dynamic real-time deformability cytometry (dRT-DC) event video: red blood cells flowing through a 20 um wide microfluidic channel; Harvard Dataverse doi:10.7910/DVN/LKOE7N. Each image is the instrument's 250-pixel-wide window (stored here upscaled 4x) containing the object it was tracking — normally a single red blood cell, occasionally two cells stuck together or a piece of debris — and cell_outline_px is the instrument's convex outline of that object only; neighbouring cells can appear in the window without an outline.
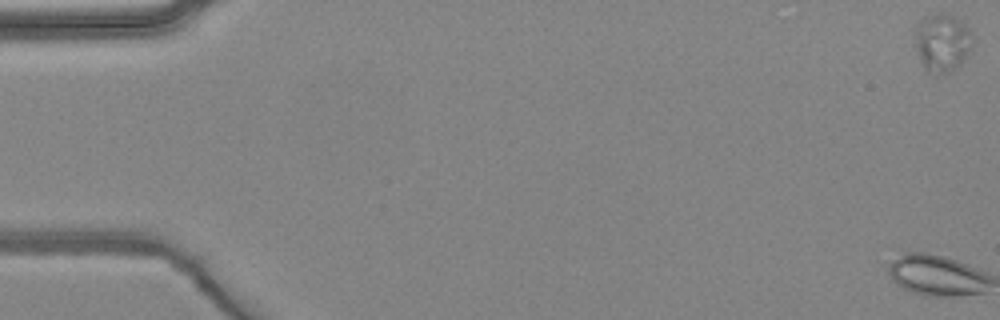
{"species": "common noctule bat (a hibernating species)", "species_latin": "Nyctalus noctula", "temperature_condition": "warm", "stored_images_in_passage": 6, "camera_frame_rate_fps": 3000, "um_per_image_px": 0.085, "animal": {"sex": "female", "body_mass_g": 24.6, "forearm_length_mm": 56.2}, "frame": {"image": 1, "passage_image": 1, "time_ms": 0.0, "image_size_px": [1000, 320], "cell_outline_px": [[972, 44], [960, 64], [948, 72], [936, 76], [924, 72], [916, 48], [912, 28], [924, 16], [936, 12], [940, 12], [952, 16], [960, 20], [968, 28], [972, 36]], "centroid_in_image_um": [80.0, 3.62], "position_along_channel_um": 5.0, "area_um2": 19.94}}